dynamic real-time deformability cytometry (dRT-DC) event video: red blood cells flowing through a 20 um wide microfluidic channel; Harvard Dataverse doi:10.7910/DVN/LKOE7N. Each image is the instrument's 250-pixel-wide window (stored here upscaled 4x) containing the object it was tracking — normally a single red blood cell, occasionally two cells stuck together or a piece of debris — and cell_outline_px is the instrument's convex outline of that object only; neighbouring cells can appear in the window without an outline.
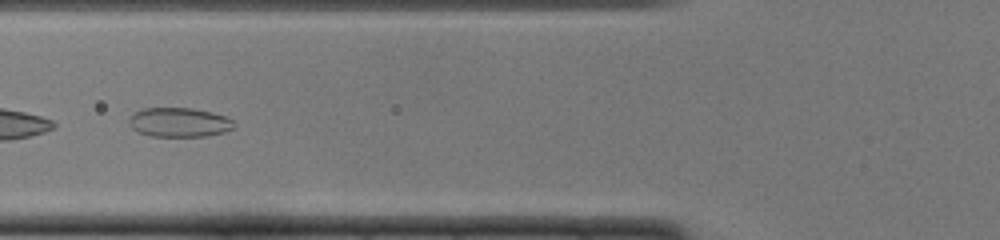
{"species": "common noctule bat (a hibernating species)", "species_latin": "Nyctalus noctula", "temperature_condition": "cold", "stored_images_in_passage": 13, "camera_frame_rate_fps": 3000, "um_per_image_px": 0.085, "animal": {"sex": "female", "body_mass_g": 22.0, "forearm_length_mm": 56.7}, "frame": {"image": 1, "passage_image": 8, "time_ms": 2.333, "image_size_px": [1000, 240], "cell_outline_px": [[236, 124], [232, 128], [224, 132], [208, 136], [152, 136], [136, 132], [128, 124], [128, 120], [136, 112], [144, 108], [192, 108], [212, 112], [224, 116], [232, 120]], "centroid_in_image_um": [15.22, 10.4], "position_along_channel_um": 110.6, "area_um2": 17.92}}
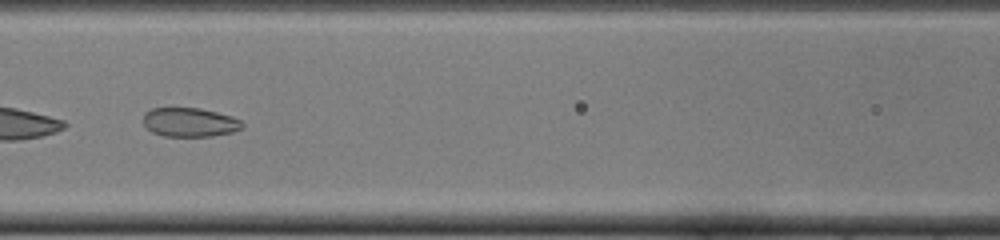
{"frame": {"image": 2, "passage_image": 11, "time_ms": 3.333, "image_size_px": [1000, 240], "cell_outline_px": [[244, 128], [232, 132], [212, 136], [164, 136], [152, 132], [144, 124], [144, 112], [152, 108], [200, 108], [232, 116], [240, 120], [244, 124]], "centroid_in_image_um": [16.15, 10.39], "position_along_channel_um": 150.5, "area_um2": 16.76}}